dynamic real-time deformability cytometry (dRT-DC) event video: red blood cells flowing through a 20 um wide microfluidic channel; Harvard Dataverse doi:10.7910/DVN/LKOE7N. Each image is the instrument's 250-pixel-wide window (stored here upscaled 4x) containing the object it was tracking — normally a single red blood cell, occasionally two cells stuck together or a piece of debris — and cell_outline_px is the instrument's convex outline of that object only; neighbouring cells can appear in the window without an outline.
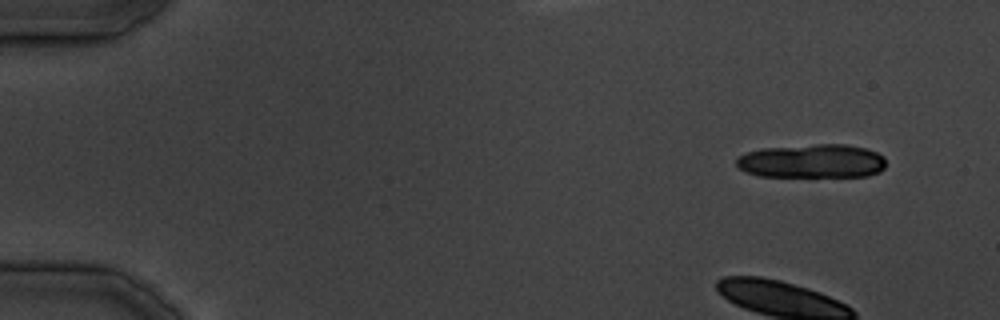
{"species": "common noctule bat (a hibernating species)", "species_latin": "Nyctalus noctula", "temperature_condition": "cold", "stored_images_in_passage": 32, "camera_frame_rate_fps": 3000, "um_per_image_px": 0.085, "animal": {"sex": "male", "body_mass_g": 19.5, "forearm_length_mm": 54.6}, "frame": {"image": 1, "passage_image": 1, "time_ms": 0.0, "image_size_px": [1000, 320], "cell_outline_px": [[884, 168], [880, 172], [868, 176], [760, 176], [748, 172], [740, 168], [736, 164], [736, 160], [740, 156], [748, 152], [760, 148], [816, 144], [848, 144], [864, 148], [876, 152], [884, 156]], "centroid_in_image_um": [69.05, 13.69], "position_along_channel_um": 16.0, "area_um2": 29.42}}